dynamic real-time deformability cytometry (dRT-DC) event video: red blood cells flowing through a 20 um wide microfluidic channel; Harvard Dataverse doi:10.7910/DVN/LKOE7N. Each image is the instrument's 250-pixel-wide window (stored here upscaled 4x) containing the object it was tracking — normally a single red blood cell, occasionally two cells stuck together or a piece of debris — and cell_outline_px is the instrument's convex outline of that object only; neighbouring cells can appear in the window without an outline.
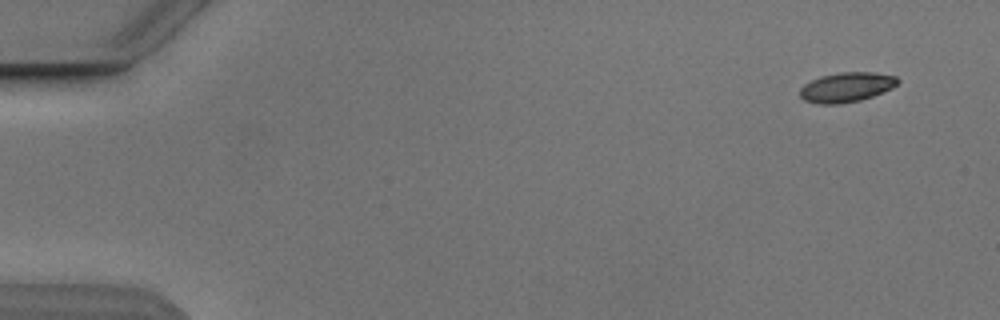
{"species": "Egyptian fruit bat (a non-hibernating species)", "species_latin": "Rousettus aegyptiacus", "temperature_condition": "cold", "stored_images_in_passage": 5, "camera_frame_rate_fps": 3000, "um_per_image_px": 0.085, "animal": {"sex": "male"}, "frame": {"image": 1, "passage_image": 1, "time_ms": 0.0, "image_size_px": [1000, 320], "cell_outline_px": [[900, 80], [892, 88], [872, 96], [860, 100], [840, 104], [816, 104], [804, 100], [800, 96], [800, 88], [804, 84], [820, 76], [840, 72], [876, 72], [896, 76]], "centroid_in_image_um": [71.94, 7.41], "position_along_channel_um": 13.1, "area_um2": 16.99}}
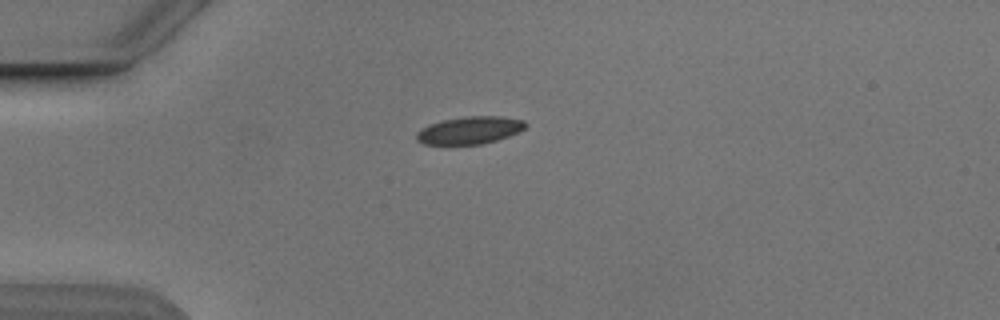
{"frame": {"image": 2, "passage_image": 4, "time_ms": 3.667, "image_size_px": [1000, 320], "cell_outline_px": [[528, 124], [524, 128], [508, 136], [496, 140], [480, 144], [424, 144], [416, 140], [416, 132], [420, 128], [428, 124], [444, 120], [468, 116], [500, 116], [524, 120]], "centroid_in_image_um": [39.89, 11.06], "position_along_channel_um": 45.1, "area_um2": 17.34}}